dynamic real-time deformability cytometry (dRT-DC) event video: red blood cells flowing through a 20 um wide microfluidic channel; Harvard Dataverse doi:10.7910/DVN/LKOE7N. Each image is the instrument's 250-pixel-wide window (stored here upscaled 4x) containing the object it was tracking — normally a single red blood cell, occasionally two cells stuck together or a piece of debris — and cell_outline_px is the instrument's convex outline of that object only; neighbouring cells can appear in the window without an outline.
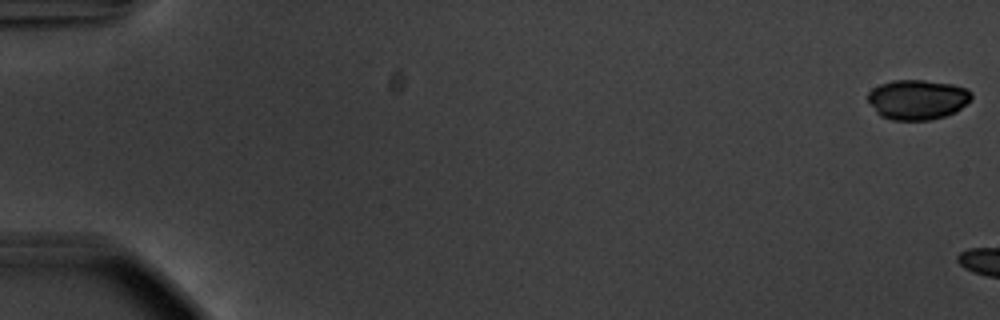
{"species": "common noctule bat (a hibernating species)", "species_latin": "Nyctalus noctula", "temperature_condition": "warm", "stored_images_in_passage": 5, "camera_frame_rate_fps": 3000, "um_per_image_px": 0.085, "animal": {"sex": "male", "body_mass_g": 20.1, "forearm_length_mm": 53.5}, "frame": {"image": 1, "passage_image": 1, "time_ms": 0.0, "image_size_px": [1000, 320], "cell_outline_px": [[972, 96], [956, 112], [932, 120], [892, 120], [880, 116], [876, 112], [868, 100], [868, 92], [872, 88], [880, 84], [892, 80], [924, 80], [952, 84], [968, 88], [972, 92]], "centroid_in_image_um": [77.97, 8.46], "position_along_channel_um": 7.0, "area_um2": 24.16}}